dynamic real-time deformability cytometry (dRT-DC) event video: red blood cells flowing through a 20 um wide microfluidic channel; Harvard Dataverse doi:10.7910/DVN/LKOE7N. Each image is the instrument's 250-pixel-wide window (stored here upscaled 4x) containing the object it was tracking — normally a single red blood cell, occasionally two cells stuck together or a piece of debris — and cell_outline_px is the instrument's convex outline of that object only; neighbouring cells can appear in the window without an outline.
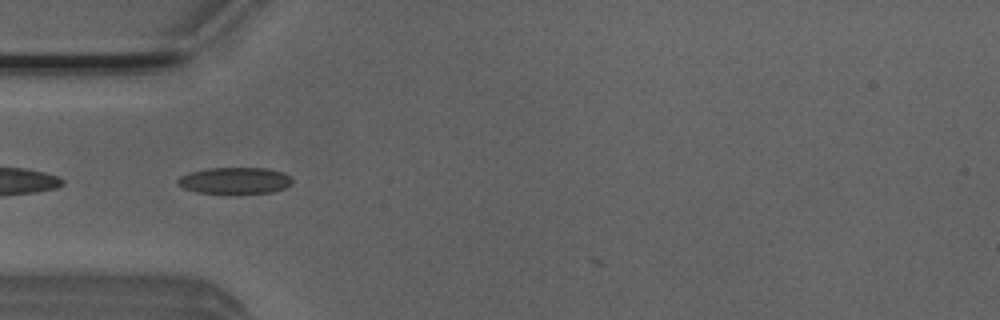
{"species": "Egyptian fruit bat (a non-hibernating species)", "species_latin": "Rousettus aegyptiacus", "temperature_condition": "room temperature", "stored_images_in_passage": 40, "camera_frame_rate_fps": 3000, "um_per_image_px": 0.085, "animal": {"sex": "male"}, "frame": {"image": 1, "passage_image": 13, "time_ms": 4.0, "image_size_px": [1000, 320], "cell_outline_px": [[292, 184], [284, 188], [272, 192], [196, 192], [184, 188], [176, 184], [176, 180], [180, 176], [192, 172], [208, 168], [268, 168], [284, 172], [292, 180]], "centroid_in_image_um": [19.96, 15.33], "position_along_channel_um": 65.0, "area_um2": 17.34}}
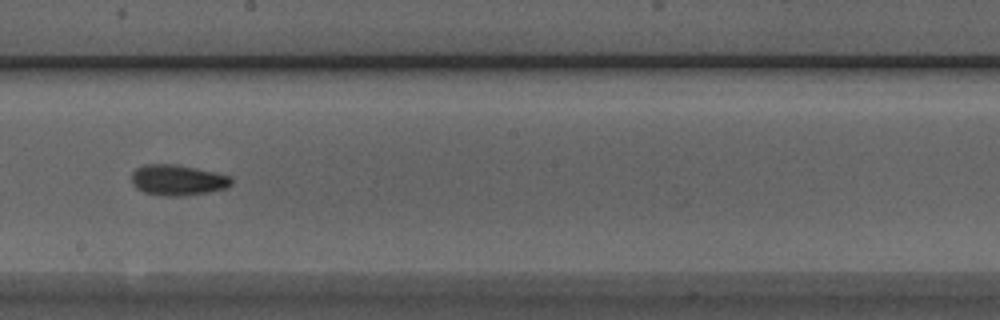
{"frame": {"image": 2, "passage_image": 26, "time_ms": 8.333, "image_size_px": [1000, 320], "cell_outline_px": [[232, 184], [224, 188], [208, 192], [180, 196], [168, 196], [144, 192], [136, 188], [132, 184], [132, 172], [136, 168], [144, 164], [176, 164], [216, 172], [232, 176]], "centroid_in_image_um": [15.1, 15.29], "position_along_channel_um": 233.1, "area_um2": 17.86}}
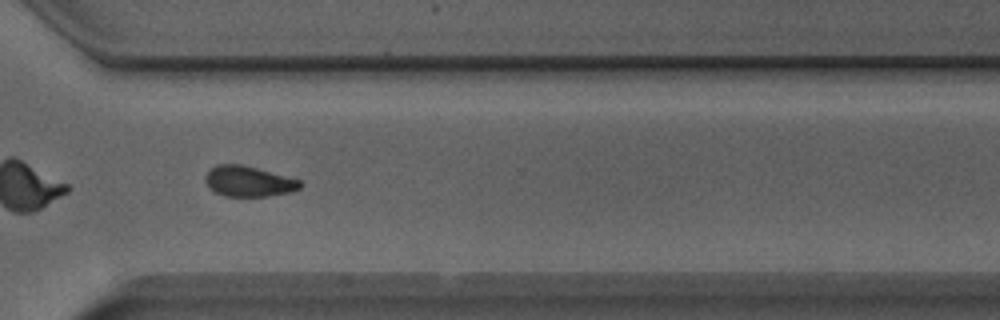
{"frame": {"image": 3, "passage_image": 35, "time_ms": 11.333, "image_size_px": [1000, 320], "cell_outline_px": [[304, 184], [300, 188], [292, 192], [268, 196], [224, 196], [208, 188], [204, 180], [204, 176], [216, 164], [240, 164], [256, 168], [300, 180]], "centroid_in_image_um": [21.12, 15.42], "position_along_channel_um": 349.5, "area_um2": 16.88}}